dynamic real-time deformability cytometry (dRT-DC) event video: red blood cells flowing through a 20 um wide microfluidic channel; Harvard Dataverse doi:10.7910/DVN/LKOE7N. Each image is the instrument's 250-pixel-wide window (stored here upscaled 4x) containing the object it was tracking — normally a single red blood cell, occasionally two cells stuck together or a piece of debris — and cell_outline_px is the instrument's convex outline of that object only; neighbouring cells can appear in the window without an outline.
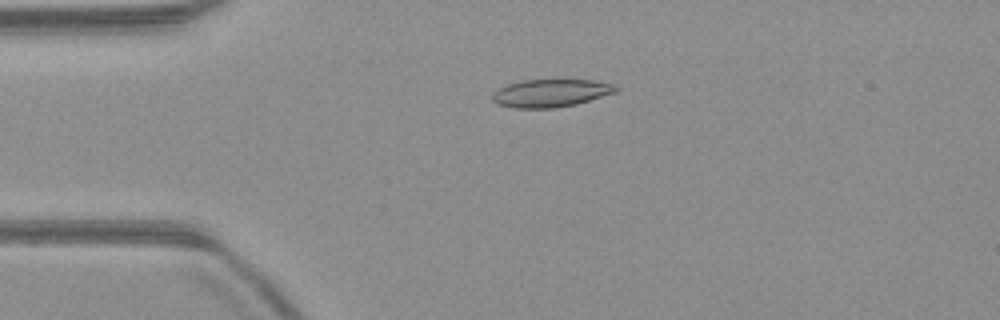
{"species": "common noctule bat (a hibernating species)", "species_latin": "Nyctalus noctula", "temperature_condition": "warm", "stored_images_in_passage": 51, "camera_frame_rate_fps": 3000, "um_per_image_px": 0.085, "animal": {"sex": "male", "body_mass_g": 23.1, "forearm_length_mm": 52.7}, "frame": {"image": 1, "passage_image": 12, "time_ms": 3.667, "image_size_px": [1000, 320], "cell_outline_px": [[620, 88], [616, 92], [576, 104], [552, 108], [512, 108], [496, 104], [492, 100], [492, 92], [508, 84], [524, 80], [592, 80], [612, 84]], "centroid_in_image_um": [46.78, 7.92], "position_along_channel_um": 38.2, "area_um2": 19.94}}
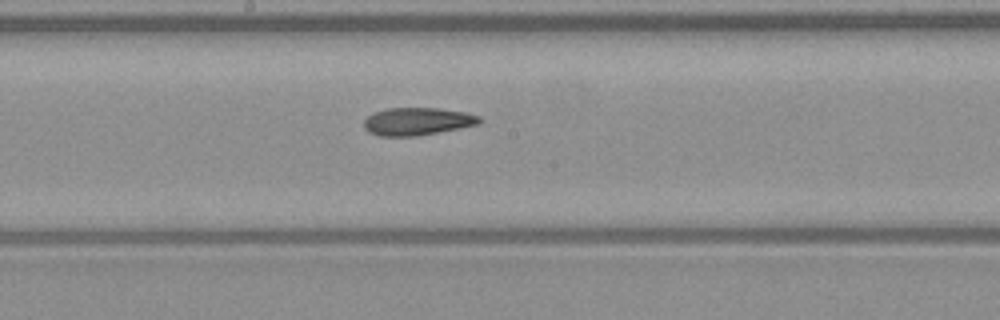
{"frame": {"image": 2, "passage_image": 27, "time_ms": 8.667, "image_size_px": [1000, 320], "cell_outline_px": [[480, 124], [460, 128], [416, 136], [380, 136], [368, 132], [364, 128], [364, 120], [372, 112], [388, 108], [440, 108], [464, 112], [480, 116]], "centroid_in_image_um": [35.45, 10.32], "position_along_channel_um": 212.8, "area_um2": 18.67}}
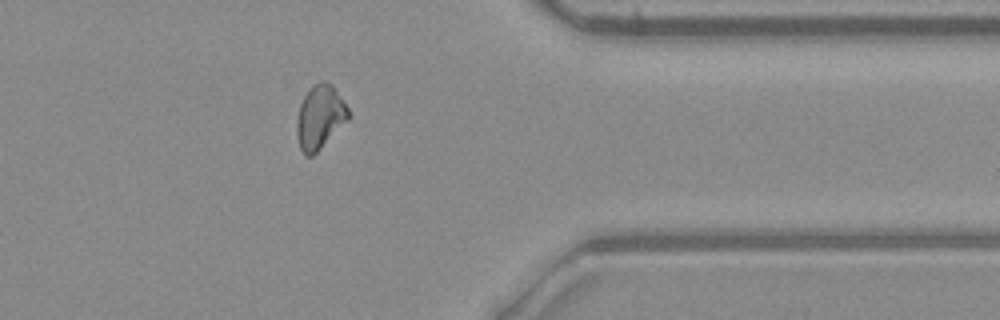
{"frame": {"image": 3, "passage_image": 41, "time_ms": 13.333, "image_size_px": [1000, 320], "cell_outline_px": [[348, 120], [312, 156], [304, 156], [300, 148], [296, 136], [296, 120], [300, 104], [308, 88], [312, 84], [320, 80], [324, 80], [332, 84], [348, 108]], "centroid_in_image_um": [27.16, 9.93], "position_along_channel_um": 384.2, "area_um2": 19.25}, "authors_computed_cell_mechanics": {"area_um2": 19.363, "velocity_mm_per_s": 4.0335, "shape_relaxation_time_tau1_ms": null, "shape_relaxation_time_tau2_ms": 7.0642, "deformation_change_tau1": null, "deformation_change_tau2": 0.1631}}